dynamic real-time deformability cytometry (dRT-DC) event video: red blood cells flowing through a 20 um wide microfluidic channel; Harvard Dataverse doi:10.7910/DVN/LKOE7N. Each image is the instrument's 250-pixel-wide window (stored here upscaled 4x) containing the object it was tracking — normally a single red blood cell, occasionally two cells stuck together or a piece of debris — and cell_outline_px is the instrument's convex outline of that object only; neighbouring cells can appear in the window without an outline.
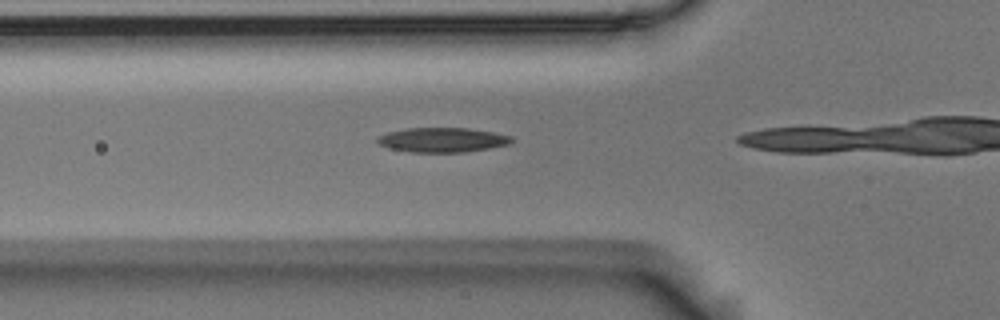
{"species": "Egyptian fruit bat (a non-hibernating species)", "species_latin": "Rousettus aegyptiacus", "temperature_condition": "room temperature", "stored_images_in_passage": 17, "camera_frame_rate_fps": 3000, "um_per_image_px": 0.085, "animal": {"sex": "male"}, "frame": {"image": 1, "passage_image": 13, "time_ms": 4.0, "image_size_px": [1000, 320], "cell_outline_px": [[516, 140], [508, 144], [488, 148], [464, 152], [412, 152], [392, 148], [380, 144], [376, 140], [380, 136], [388, 132], [408, 128], [468, 128], [492, 132], [512, 136]], "centroid_in_image_um": [37.65, 11.88], "position_along_channel_um": 88.1, "area_um2": 18.96}}